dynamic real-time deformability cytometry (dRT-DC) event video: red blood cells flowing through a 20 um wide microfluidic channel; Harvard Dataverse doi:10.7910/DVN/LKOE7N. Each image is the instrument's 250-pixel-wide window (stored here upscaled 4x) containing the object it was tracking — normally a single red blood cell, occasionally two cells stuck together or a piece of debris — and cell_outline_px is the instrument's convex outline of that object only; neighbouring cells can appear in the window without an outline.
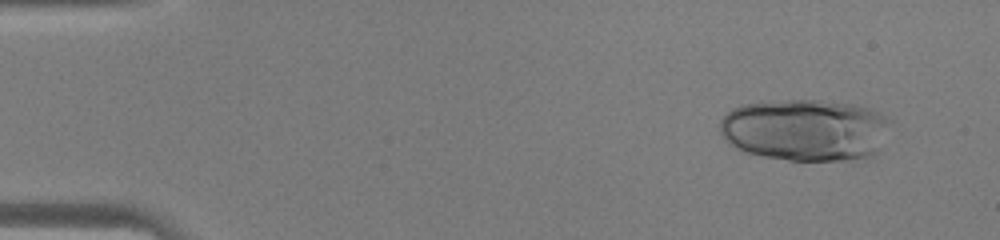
{"species": "human", "species_latin": "Homo sapiens", "temperature_condition": "warm", "stored_images_in_passage": 35, "camera_frame_rate_fps": 3000, "um_per_image_px": 0.085, "donor": {"sex": "male"}, "frame": {"image": 1, "passage_image": 4, "time_ms": 1.0, "image_size_px": [1000, 240], "cell_outline_px": [[884, 120], [880, 148], [872, 156], [852, 160], [788, 160], [764, 156], [744, 152], [728, 144], [720, 132], [720, 120], [732, 108], [744, 104], [784, 100], [820, 100], [852, 104], [868, 108], [880, 112], [884, 116]], "centroid_in_image_um": [68.35, 11.05], "position_along_channel_um": 16.6, "area_um2": 60.98}}
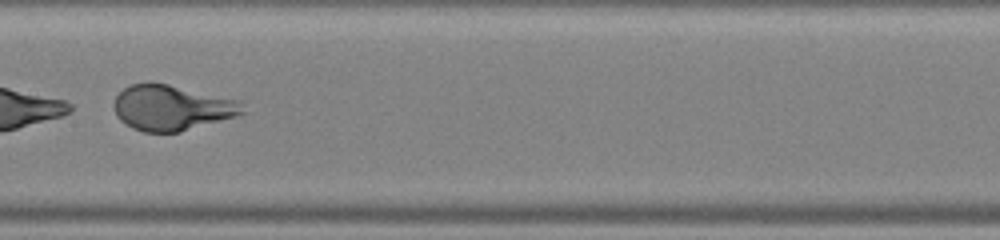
{"frame": {"image": 2, "passage_image": 24, "time_ms": 7.667, "image_size_px": [1000, 240], "cell_outline_px": [[244, 112], [236, 116], [180, 132], [144, 132], [132, 128], [120, 120], [116, 116], [112, 104], [116, 96], [124, 88], [132, 84], [148, 80], [152, 80], [240, 100]], "centroid_in_image_um": [14.55, 9.13], "position_along_channel_um": 192.8, "area_um2": 34.45}}